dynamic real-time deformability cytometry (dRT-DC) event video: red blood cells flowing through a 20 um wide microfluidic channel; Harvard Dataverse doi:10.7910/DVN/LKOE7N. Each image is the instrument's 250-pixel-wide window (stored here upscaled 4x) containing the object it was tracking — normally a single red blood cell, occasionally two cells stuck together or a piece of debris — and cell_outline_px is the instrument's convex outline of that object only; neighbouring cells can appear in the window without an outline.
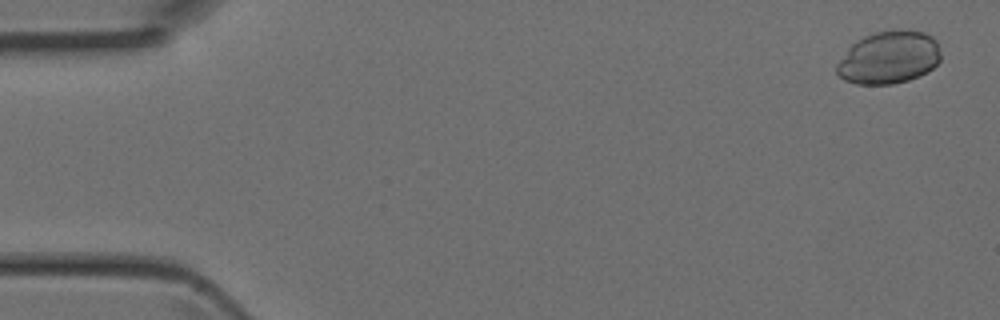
{"species": "Egyptian fruit bat (a non-hibernating species)", "species_latin": "Rousettus aegyptiacus", "temperature_condition": "room temperature", "stored_images_in_passage": 5, "camera_frame_rate_fps": 3000, "um_per_image_px": 0.085, "animal": {"sex": "female"}, "frame": {"image": 1, "passage_image": 1, "time_ms": 0.0, "image_size_px": [1000, 320], "cell_outline_px": [[940, 60], [932, 68], [908, 80], [892, 84], [856, 84], [844, 80], [836, 72], [836, 64], [848, 48], [856, 40], [872, 32], [896, 28], [908, 28], [924, 32], [932, 36], [936, 40], [940, 52]], "centroid_in_image_um": [75.54, 4.85], "position_along_channel_um": 9.5, "area_um2": 32.31}}